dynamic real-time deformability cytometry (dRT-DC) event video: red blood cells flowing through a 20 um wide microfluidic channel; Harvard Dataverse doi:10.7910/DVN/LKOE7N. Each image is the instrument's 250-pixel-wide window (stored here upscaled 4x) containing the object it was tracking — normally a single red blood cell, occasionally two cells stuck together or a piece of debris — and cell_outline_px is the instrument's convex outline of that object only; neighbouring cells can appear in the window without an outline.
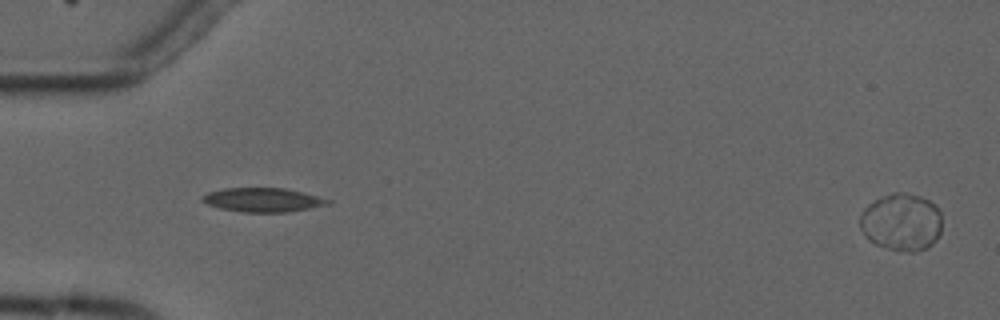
{"species": "common noctule bat (a hibernating species)", "species_latin": "Nyctalus noctula", "temperature_condition": "cold", "stored_images_in_passage": 5, "segment_of_instrument_passage": [2, 2], "camera_frame_rate_fps": 3000, "um_per_image_px": 0.085, "animal": {"sex": "male", "forearm_length_mm": 52.5}, "frame": {"image": 1, "passage_image": 5, "time_ms": 4.667, "image_size_px": [1000, 320], "cell_outline_px": [[940, 232], [936, 240], [928, 248], [912, 252], [908, 252], [888, 248], [876, 244], [868, 240], [860, 228], [860, 216], [864, 208], [868, 204], [880, 196], [892, 192], [904, 192], [920, 196], [936, 204], [940, 208]], "centroid_in_image_um": [76.62, 18.86], "position_along_channel_um": 8.4, "area_um2": 27.69}}